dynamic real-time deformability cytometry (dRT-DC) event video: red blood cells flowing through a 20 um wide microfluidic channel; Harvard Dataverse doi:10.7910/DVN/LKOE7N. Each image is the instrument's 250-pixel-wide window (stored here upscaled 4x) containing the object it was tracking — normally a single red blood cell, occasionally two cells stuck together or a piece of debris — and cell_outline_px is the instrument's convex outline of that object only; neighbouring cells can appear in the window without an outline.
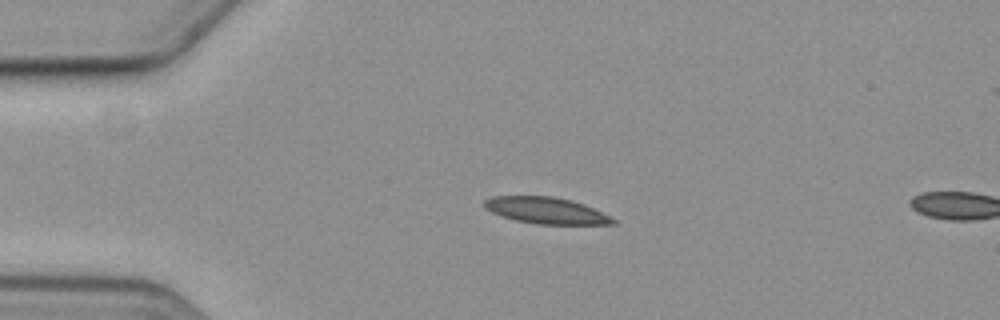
{"species": "common noctule bat (a hibernating species)", "species_latin": "Nyctalus noctula", "temperature_condition": "cold", "stored_images_in_passage": 16, "camera_frame_rate_fps": 3000, "um_per_image_px": 0.085, "animal": {"sex": "female", "body_mass_g": 19.3, "forearm_length_mm": 54.1}, "frame": {"image": 1, "passage_image": 14, "time_ms": 4.333, "image_size_px": [1000, 320], "cell_outline_px": [[616, 224], [536, 224], [516, 220], [492, 212], [484, 208], [484, 200], [492, 196], [552, 196], [572, 200], [584, 204], [616, 220]], "centroid_in_image_um": [46.39, 17.88], "position_along_channel_um": 38.6, "area_um2": 19.59}}